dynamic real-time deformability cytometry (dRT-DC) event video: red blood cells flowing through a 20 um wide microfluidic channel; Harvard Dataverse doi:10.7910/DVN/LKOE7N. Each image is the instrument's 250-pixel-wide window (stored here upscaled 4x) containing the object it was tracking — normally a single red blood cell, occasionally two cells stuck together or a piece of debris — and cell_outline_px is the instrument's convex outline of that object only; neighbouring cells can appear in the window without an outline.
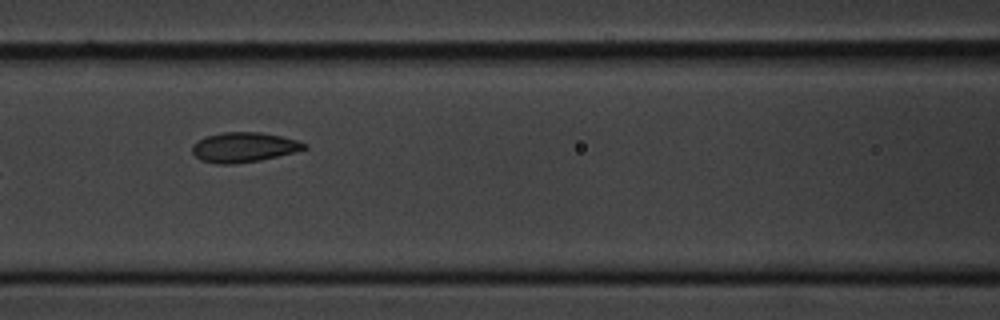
{"species": "common noctule bat (a hibernating species)", "species_latin": "Nyctalus noctula", "temperature_condition": "cold", "stored_images_in_passage": 13, "camera_frame_rate_fps": 3000, "um_per_image_px": 0.085, "animal": {"sex": "male", "body_mass_g": 20.1, "forearm_length_mm": 53.5}, "frame": {"image": 1, "passage_image": 6, "time_ms": 7.0, "image_size_px": [1000, 320], "cell_outline_px": [[308, 148], [260, 160], [236, 164], [216, 164], [200, 160], [192, 152], [192, 144], [208, 136], [220, 132], [260, 132], [280, 136], [296, 140], [308, 144]], "centroid_in_image_um": [20.7, 12.52], "position_along_channel_um": 145.9, "area_um2": 19.36}}
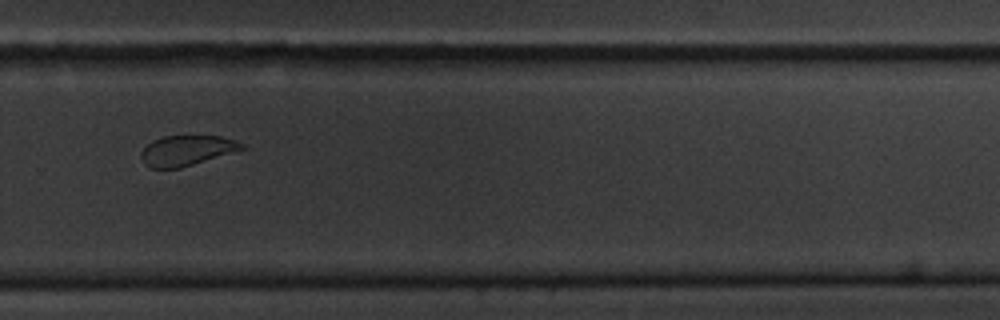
{"frame": {"image": 2, "passage_image": 10, "time_ms": 11.667, "image_size_px": [1000, 320], "cell_outline_px": [[244, 148], [240, 152], [180, 168], [152, 168], [144, 164], [140, 156], [140, 152], [152, 140], [164, 136], [220, 136], [236, 140], [244, 144]], "centroid_in_image_um": [15.92, 12.8], "position_along_channel_um": 313.9, "area_um2": 18.09}}
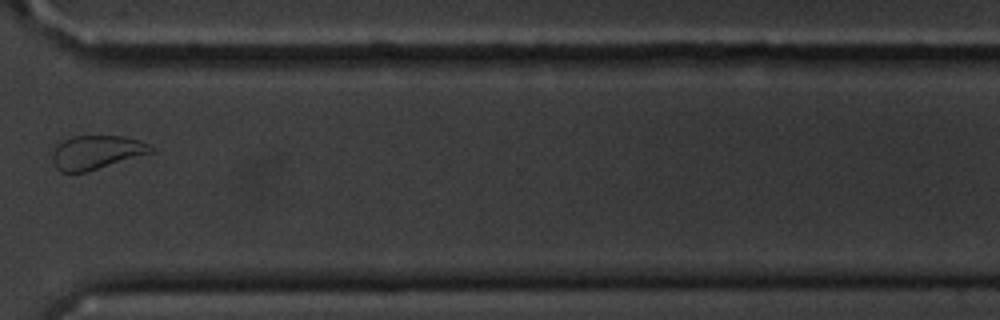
{"frame": {"image": 3, "passage_image": 11, "time_ms": 13.0, "image_size_px": [1000, 320], "cell_outline_px": [[156, 152], [88, 172], [60, 172], [56, 168], [52, 160], [52, 152], [64, 140], [72, 136], [124, 136], [140, 140], [156, 148]], "centroid_in_image_um": [8.26, 12.96], "position_along_channel_um": 362.3, "area_um2": 19.71}, "authors_computed_cell_mechanics": {"area_um2": 19.3052, "velocity_mm_per_s": 3.6143, "shape_relaxation_time_tau1_ms": 2.1048, "shape_relaxation_time_tau2_ms": 1.5385, "deformation_change_tau1": 0.0729, "deformation_change_tau2": 0.025}}